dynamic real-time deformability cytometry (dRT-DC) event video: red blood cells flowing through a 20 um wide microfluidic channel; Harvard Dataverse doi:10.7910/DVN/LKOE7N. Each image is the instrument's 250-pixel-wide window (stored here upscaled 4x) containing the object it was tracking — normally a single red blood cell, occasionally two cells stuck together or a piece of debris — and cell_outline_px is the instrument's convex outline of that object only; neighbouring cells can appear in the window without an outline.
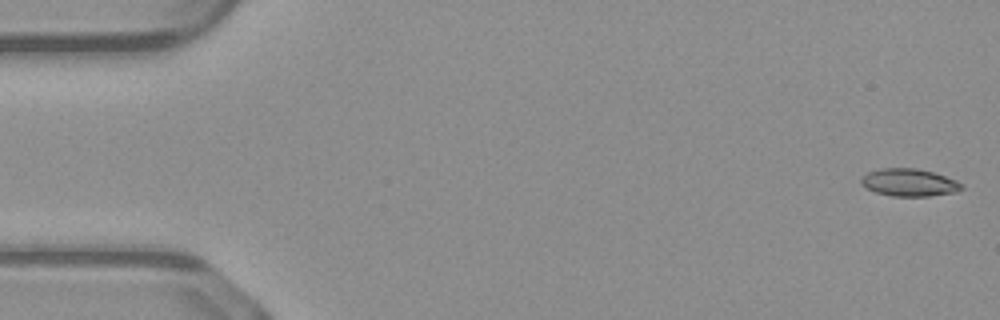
{"species": "common noctule bat (a hibernating species)", "species_latin": "Nyctalus noctula", "temperature_condition": "warm", "stored_images_in_passage": 50, "camera_frame_rate_fps": 3000, "um_per_image_px": 0.085, "animal": {"sex": "male", "body_mass_g": 23.1, "forearm_length_mm": 52.7}, "frame": {"image": 1, "passage_image": 1, "time_ms": 0.0, "image_size_px": [1000, 320], "cell_outline_px": [[964, 188], [956, 192], [928, 196], [892, 196], [876, 192], [864, 188], [860, 184], [860, 176], [868, 172], [880, 168], [916, 168], [932, 172], [956, 180], [964, 184]], "centroid_in_image_um": [77.24, 15.51], "position_along_channel_um": 7.8, "area_um2": 16.3}}
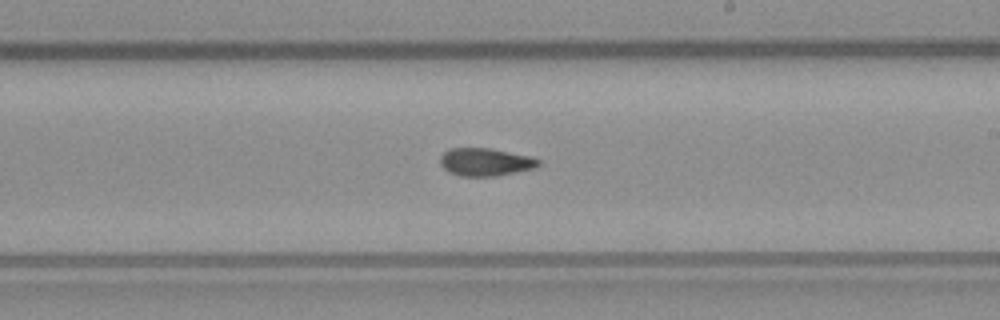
{"frame": {"image": 2, "passage_image": 29, "time_ms": 9.333, "image_size_px": [1000, 320], "cell_outline_px": [[540, 164], [536, 168], [496, 176], [460, 176], [448, 172], [440, 164], [440, 156], [444, 152], [452, 148], [488, 148], [532, 156], [540, 160]], "centroid_in_image_um": [41.27, 13.77], "position_along_channel_um": 247.7, "area_um2": 16.01}}
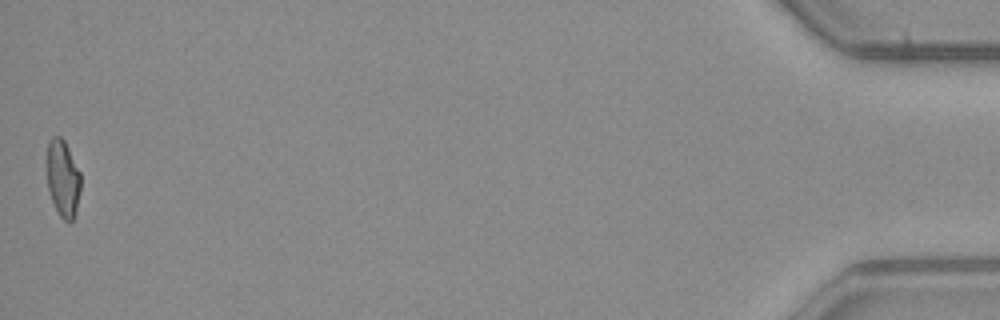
{"frame": {"image": 3, "passage_image": 50, "time_ms": 16.333, "image_size_px": [1000, 320], "cell_outline_px": [[80, 192], [76, 212], [72, 220], [64, 220], [60, 216], [52, 200], [48, 188], [48, 140], [52, 136], [60, 136], [64, 140], [80, 172]], "centroid_in_image_um": [5.36, 15.15], "position_along_channel_um": 429.8, "area_um2": 14.85}, "authors_computed_cell_mechanics": {"area_um2": 16.2129, "velocity_mm_per_s": 4.1062, "shape_relaxation_time_tau1_ms": null, "shape_relaxation_time_tau2_ms": 3.0197, "deformation_change_tau1": null, "deformation_change_tau2": 0.088}}